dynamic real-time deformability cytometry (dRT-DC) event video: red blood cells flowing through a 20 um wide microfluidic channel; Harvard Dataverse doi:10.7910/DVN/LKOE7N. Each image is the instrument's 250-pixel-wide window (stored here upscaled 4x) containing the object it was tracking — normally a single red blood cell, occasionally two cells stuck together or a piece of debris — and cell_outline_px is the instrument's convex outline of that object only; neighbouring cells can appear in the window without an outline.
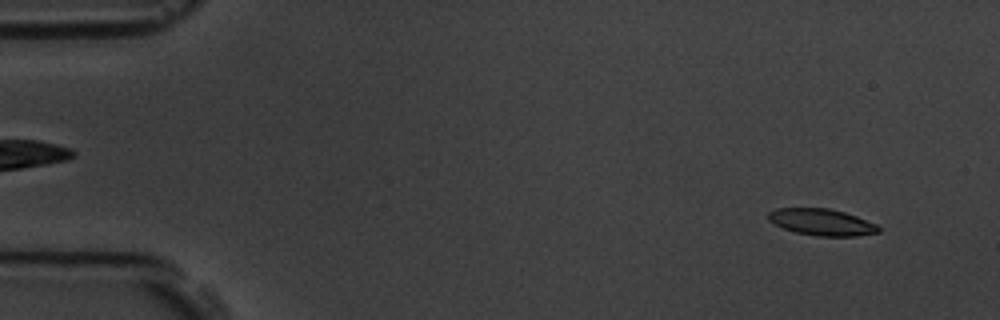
{"species": "common noctule bat (a hibernating species)", "species_latin": "Nyctalus noctula", "temperature_condition": "room temperature", "stored_images_in_passage": 4, "camera_frame_rate_fps": 3000, "um_per_image_px": 0.085, "animal": {"sex": "male", "body_mass_g": 19.5, "forearm_length_mm": 54.6}, "frame": {"image": 1, "passage_image": 1, "time_ms": 0.0, "image_size_px": [1000, 320], "cell_outline_px": [[880, 232], [856, 236], [816, 236], [796, 232], [784, 228], [768, 220], [768, 212], [776, 208], [828, 208], [844, 212], [856, 216], [876, 224], [880, 228]], "centroid_in_image_um": [69.85, 18.88], "position_along_channel_um": 15.2, "area_um2": 16.99}}
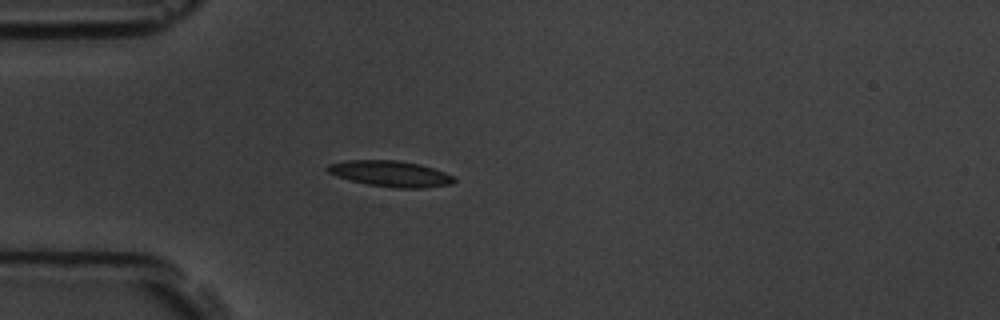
{"frame": {"image": 2, "passage_image": 4, "time_ms": 3.667, "image_size_px": [1000, 320], "cell_outline_px": [[456, 180], [452, 184], [424, 188], [396, 188], [368, 184], [348, 180], [336, 176], [328, 172], [324, 168], [328, 164], [348, 160], [400, 160], [420, 164], [444, 172], [452, 176]], "centroid_in_image_um": [33.16, 14.76], "position_along_channel_um": 51.8, "area_um2": 19.19}}